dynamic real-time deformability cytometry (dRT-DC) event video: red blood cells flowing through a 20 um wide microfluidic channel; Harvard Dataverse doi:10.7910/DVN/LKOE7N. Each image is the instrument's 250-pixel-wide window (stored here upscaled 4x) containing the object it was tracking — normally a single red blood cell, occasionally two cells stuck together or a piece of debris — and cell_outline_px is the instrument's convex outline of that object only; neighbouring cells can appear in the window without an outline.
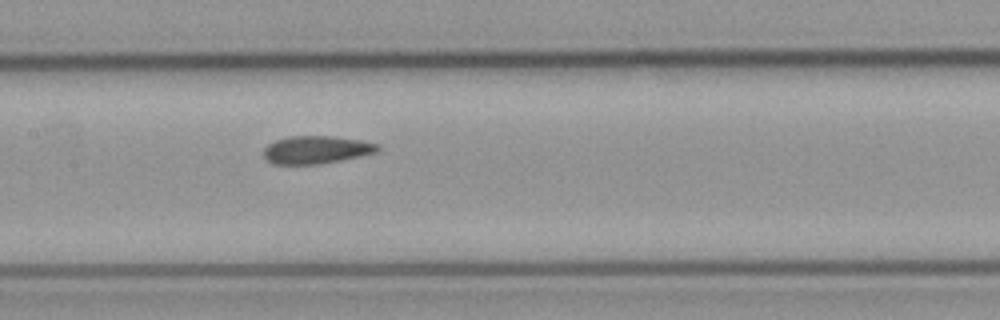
{"species": "common noctule bat (a hibernating species)", "species_latin": "Nyctalus noctula", "temperature_condition": "cold", "stored_images_in_passage": 8, "segment_of_instrument_passage": [1, 2], "camera_frame_rate_fps": 3000, "um_per_image_px": 0.085, "animal": {"sex": "male", "body_mass_g": 23.1, "forearm_length_mm": 52.7}, "frame": {"image": 1, "passage_image": 7, "time_ms": 8.0, "image_size_px": [1000, 320], "cell_outline_px": [[380, 148], [376, 152], [360, 156], [320, 164], [272, 164], [264, 156], [264, 148], [268, 144], [276, 140], [288, 136], [336, 136], [360, 140], [380, 144]], "centroid_in_image_um": [26.89, 12.72], "position_along_channel_um": 180.5, "area_um2": 18.5}}